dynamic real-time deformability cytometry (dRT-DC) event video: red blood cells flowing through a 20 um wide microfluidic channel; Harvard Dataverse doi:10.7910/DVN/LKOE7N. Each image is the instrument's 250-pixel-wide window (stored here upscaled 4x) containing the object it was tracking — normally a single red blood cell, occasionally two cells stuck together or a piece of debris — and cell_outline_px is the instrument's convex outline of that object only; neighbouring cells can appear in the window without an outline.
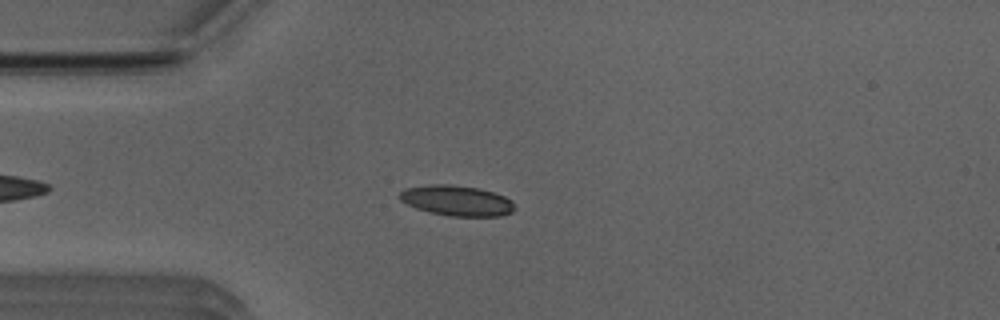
{"species": "Egyptian fruit bat (a non-hibernating species)", "species_latin": "Rousettus aegyptiacus", "temperature_condition": "room temperature", "stored_images_in_passage": 34, "camera_frame_rate_fps": 3000, "um_per_image_px": 0.085, "animal": {"sex": "male"}, "frame": {"image": 1, "passage_image": 8, "time_ms": 2.333, "image_size_px": [1000, 320], "cell_outline_px": [[516, 208], [512, 212], [500, 216], [448, 216], [428, 212], [416, 208], [400, 200], [396, 196], [404, 188], [428, 184], [452, 184], [480, 188], [504, 196], [512, 200]], "centroid_in_image_um": [38.8, 17.04], "position_along_channel_um": 46.2, "area_um2": 20.69}}
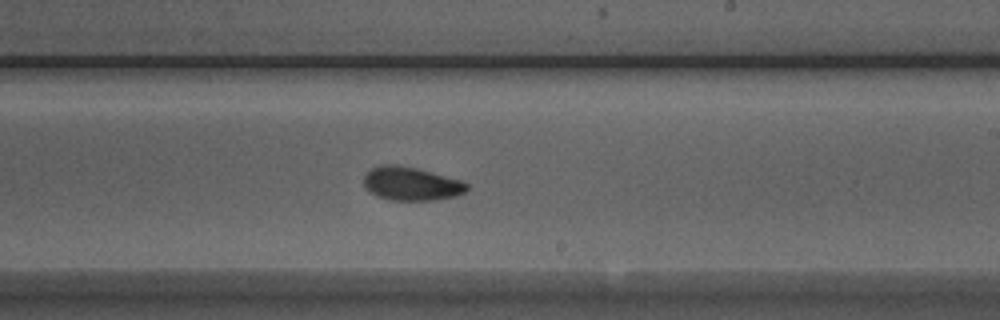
{"frame": {"image": 2, "passage_image": 25, "time_ms": 8.0, "image_size_px": [1000, 320], "cell_outline_px": [[468, 188], [464, 192], [456, 196], [436, 200], [388, 200], [376, 196], [364, 184], [364, 176], [372, 168], [380, 164], [396, 164], [416, 168], [464, 180], [468, 184]], "centroid_in_image_um": [34.99, 15.61], "position_along_channel_um": 254.0, "area_um2": 20.23}}
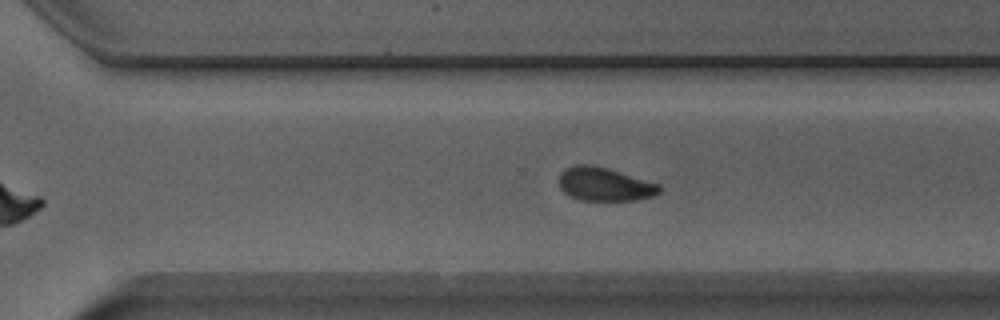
{"frame": {"image": 3, "passage_image": 30, "time_ms": 9.667, "image_size_px": [1000, 320], "cell_outline_px": [[660, 192], [652, 196], [636, 200], [580, 200], [564, 192], [560, 188], [560, 172], [564, 168], [576, 164], [592, 164], [660, 184]], "centroid_in_image_um": [51.37, 15.65], "position_along_channel_um": 319.2, "area_um2": 19.42}, "authors_computed_cell_mechanics": {"area_um2": 20.0566, "velocity_mm_per_s": 3.9205, "shape_relaxation_time_tau1_ms": 3.4067, "shape_relaxation_time_tau2_ms": 2.6927, "deformation_change_tau1": 0.1113, "deformation_change_tau2": 0.0789}}